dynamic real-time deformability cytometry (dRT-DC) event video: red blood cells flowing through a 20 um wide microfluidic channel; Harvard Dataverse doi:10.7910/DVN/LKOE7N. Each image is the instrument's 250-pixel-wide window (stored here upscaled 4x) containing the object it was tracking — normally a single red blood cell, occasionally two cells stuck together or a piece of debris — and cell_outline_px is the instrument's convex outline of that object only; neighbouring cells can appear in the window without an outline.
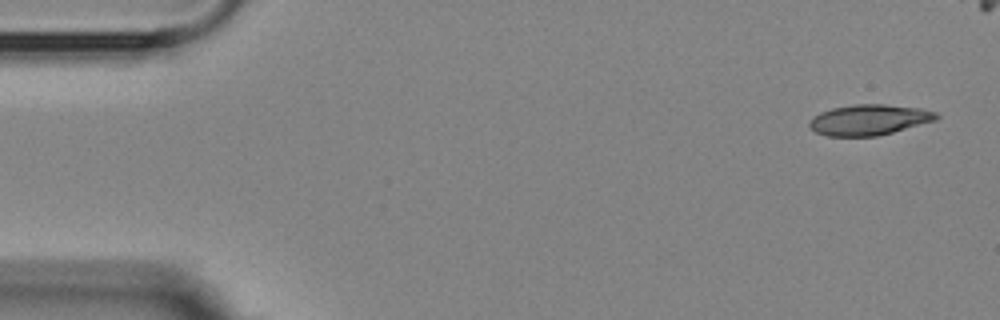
{"species": "Egyptian fruit bat (a non-hibernating species)", "species_latin": "Rousettus aegyptiacus", "temperature_condition": "room temperature", "stored_images_in_passage": 11, "camera_frame_rate_fps": 3000, "um_per_image_px": 0.085, "animal": {"sex": "female"}, "frame": {"image": 1, "passage_image": 1, "time_ms": 0.0, "image_size_px": [1000, 320], "cell_outline_px": [[940, 116], [936, 120], [892, 132], [876, 136], [828, 136], [816, 132], [808, 124], [812, 116], [820, 112], [832, 108], [852, 104], [884, 104], [920, 108], [936, 112]], "centroid_in_image_um": [73.86, 10.17], "position_along_channel_um": 11.1, "area_um2": 22.6}}
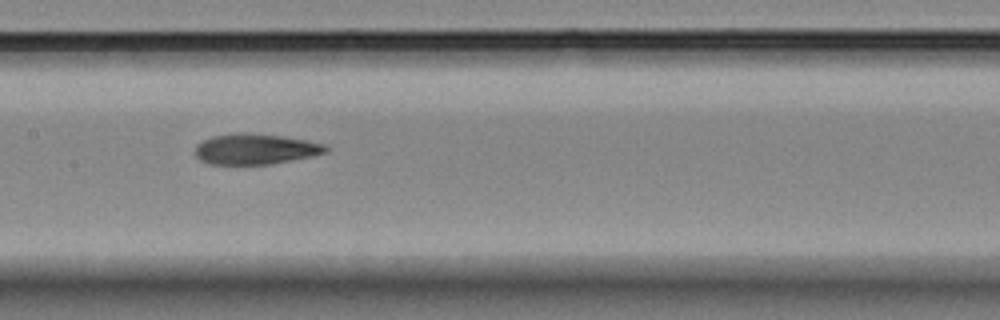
{"frame": {"image": 2, "passage_image": 8, "time_ms": 8.0, "image_size_px": [1000, 320], "cell_outline_px": [[328, 152], [272, 164], [208, 164], [200, 160], [196, 156], [196, 144], [212, 136], [236, 132], [280, 136], [304, 140], [324, 144], [328, 148]], "centroid_in_image_um": [21.66, 12.67], "position_along_channel_um": 185.7, "area_um2": 23.0}}
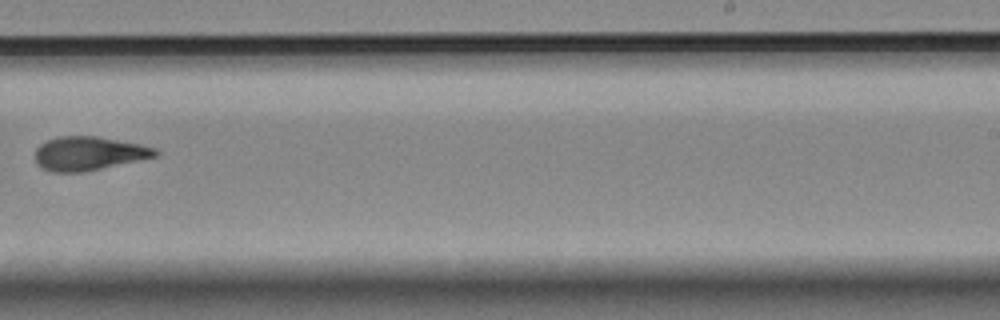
{"frame": {"image": 3, "passage_image": 10, "time_ms": 10.667, "image_size_px": [1000, 320], "cell_outline_px": [[160, 156], [80, 172], [52, 172], [36, 164], [36, 148], [40, 144], [48, 140], [60, 136], [96, 136], [140, 144], [156, 148], [160, 152]], "centroid_in_image_um": [7.57, 13.04], "position_along_channel_um": 281.4, "area_um2": 23.52}}